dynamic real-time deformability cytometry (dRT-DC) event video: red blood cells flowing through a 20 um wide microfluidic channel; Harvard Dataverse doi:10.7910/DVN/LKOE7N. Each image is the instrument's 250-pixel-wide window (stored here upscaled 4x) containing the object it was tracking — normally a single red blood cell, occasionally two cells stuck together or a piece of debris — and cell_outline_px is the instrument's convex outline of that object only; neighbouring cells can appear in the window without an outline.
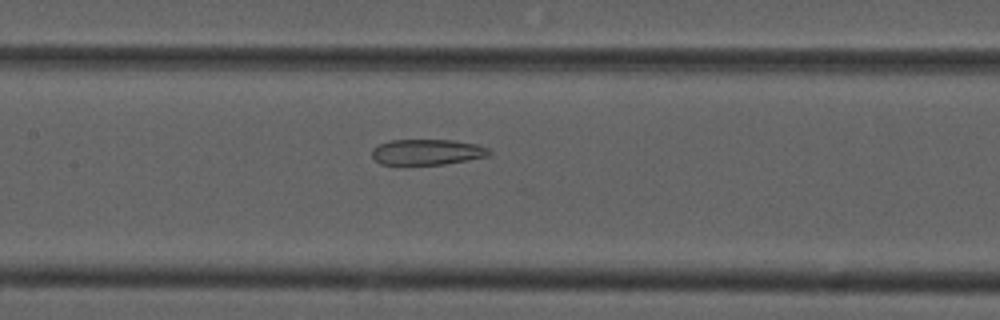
{"species": "common noctule bat (a hibernating species)", "species_latin": "Nyctalus noctula", "temperature_condition": "cold", "stored_images_in_passage": 38, "camera_frame_rate_fps": 3000, "um_per_image_px": 0.085, "animal": {"sex": "male", "forearm_length_mm": 52.5}, "frame": {"image": 1, "passage_image": 10, "time_ms": 3.0, "image_size_px": [1000, 320], "cell_outline_px": [[492, 152], [488, 156], [468, 160], [444, 164], [380, 164], [372, 156], [372, 148], [380, 144], [392, 140], [452, 140], [480, 144], [488, 148]], "centroid_in_image_um": [36.35, 12.91], "position_along_channel_um": 171.1, "area_um2": 17.51}}
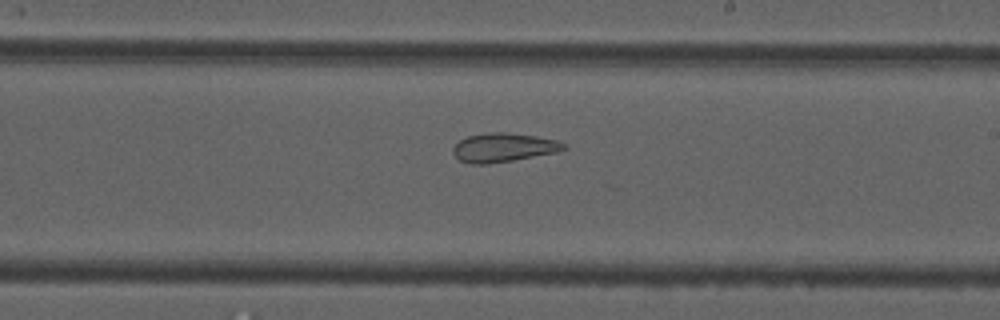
{"frame": {"image": 2, "passage_image": 16, "time_ms": 5.0, "image_size_px": [1000, 320], "cell_outline_px": [[568, 148], [556, 152], [512, 160], [488, 164], [472, 164], [460, 160], [452, 152], [452, 148], [460, 140], [468, 136], [488, 132], [504, 132], [536, 136], [556, 140], [568, 144]], "centroid_in_image_um": [42.8, 12.53], "position_along_channel_um": 246.2, "area_um2": 18.55}}
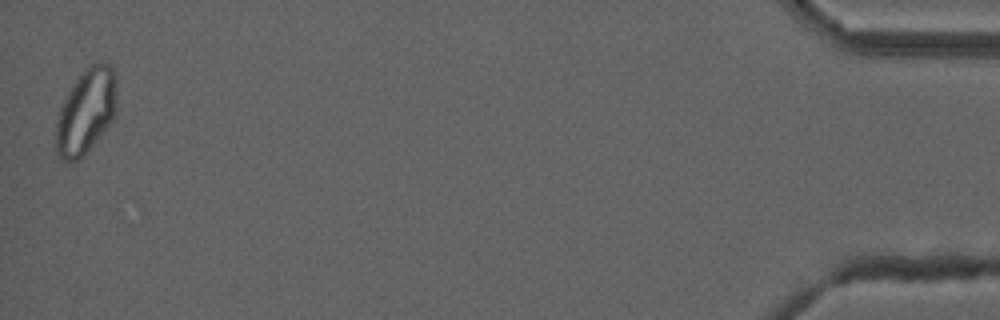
{"frame": {"image": 3, "passage_image": 38, "time_ms": 12.333, "image_size_px": [1000, 320], "cell_outline_px": [[116, 108], [112, 120], [88, 148], [76, 160], [60, 160], [56, 152], [56, 124], [60, 108], [68, 92], [76, 80], [92, 64], [112, 64], [116, 76]], "centroid_in_image_um": [7.31, 9.45], "position_along_channel_um": 427.9, "area_um2": 29.19}, "authors_computed_cell_mechanics": {"area_um2": 20.6635, "velocity_mm_per_s": 3.7692, "shape_relaxation_time_tau1_ms": null, "shape_relaxation_time_tau2_ms": 2.6884, "deformation_change_tau1": null, "deformation_change_tau2": 0.1041}}